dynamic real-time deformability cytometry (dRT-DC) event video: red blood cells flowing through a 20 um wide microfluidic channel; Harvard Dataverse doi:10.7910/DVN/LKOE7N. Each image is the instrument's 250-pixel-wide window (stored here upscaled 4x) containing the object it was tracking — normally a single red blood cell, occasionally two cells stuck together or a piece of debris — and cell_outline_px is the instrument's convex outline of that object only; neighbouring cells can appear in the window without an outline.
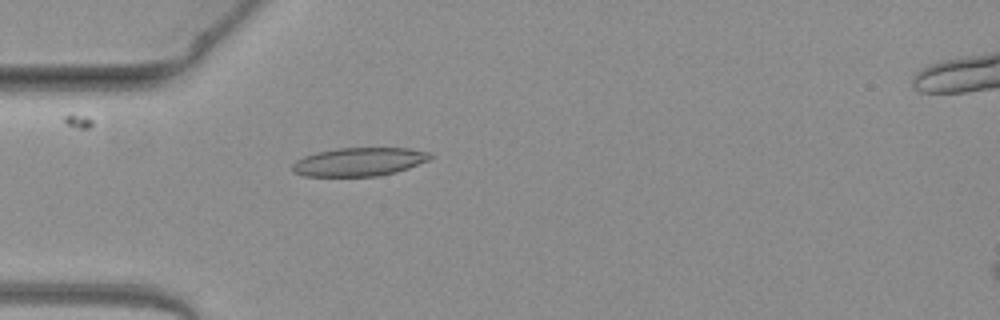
{"species": "common noctule bat (a hibernating species)", "species_latin": "Nyctalus noctula", "temperature_condition": "warm", "stored_images_in_passage": 44, "camera_frame_rate_fps": 3000, "um_per_image_px": 0.085, "animal": {"sex": "female", "body_mass_g": 19.3, "forearm_length_mm": 54.1}, "frame": {"image": 1, "passage_image": 8, "time_ms": 2.333, "image_size_px": [1000, 320], "cell_outline_px": [[432, 156], [428, 160], [408, 168], [396, 172], [376, 176], [304, 176], [292, 172], [292, 164], [296, 160], [304, 156], [316, 152], [336, 148], [412, 148], [432, 152]], "centroid_in_image_um": [30.52, 13.75], "position_along_channel_um": 54.5, "area_um2": 23.0}}
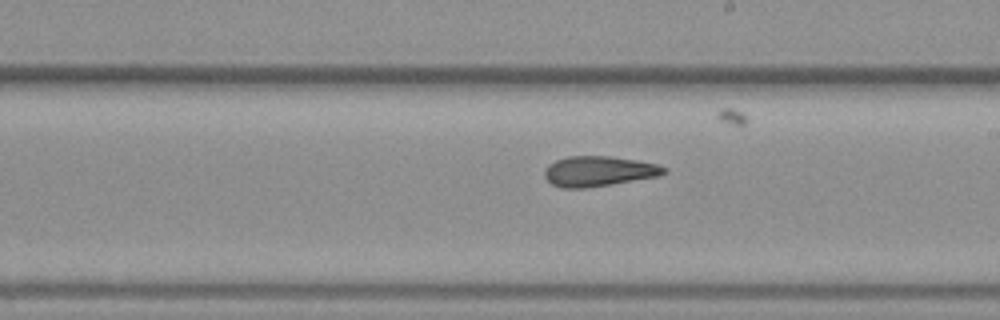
{"frame": {"image": 2, "passage_image": 22, "time_ms": 7.0, "image_size_px": [1000, 320], "cell_outline_px": [[668, 168], [664, 172], [656, 176], [584, 188], [560, 188], [552, 184], [544, 176], [544, 168], [548, 164], [556, 160], [568, 156], [612, 156], [636, 160], [656, 164]], "centroid_in_image_um": [50.81, 14.54], "position_along_channel_um": 238.2, "area_um2": 20.75}}
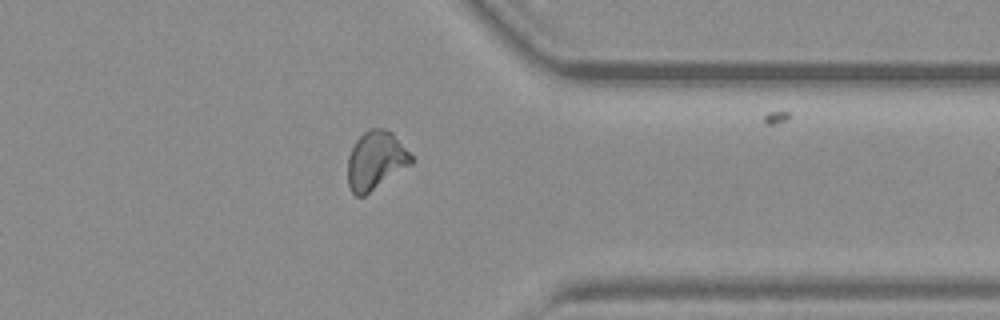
{"frame": {"image": 3, "passage_image": 33, "time_ms": 10.667, "image_size_px": [1000, 320], "cell_outline_px": [[416, 160], [412, 164], [364, 196], [356, 196], [352, 192], [348, 184], [348, 156], [356, 140], [368, 128], [384, 128], [392, 132]], "centroid_in_image_um": [31.95, 13.63], "position_along_channel_um": 379.4, "area_um2": 21.68}, "authors_computed_cell_mechanics": {"area_um2": 21.5016, "velocity_mm_per_s": 4.0843, "shape_relaxation_time_tau1_ms": null, "shape_relaxation_time_tau2_ms": 3.9383, "deformation_change_tau1": null, "deformation_change_tau2": 0.111}}